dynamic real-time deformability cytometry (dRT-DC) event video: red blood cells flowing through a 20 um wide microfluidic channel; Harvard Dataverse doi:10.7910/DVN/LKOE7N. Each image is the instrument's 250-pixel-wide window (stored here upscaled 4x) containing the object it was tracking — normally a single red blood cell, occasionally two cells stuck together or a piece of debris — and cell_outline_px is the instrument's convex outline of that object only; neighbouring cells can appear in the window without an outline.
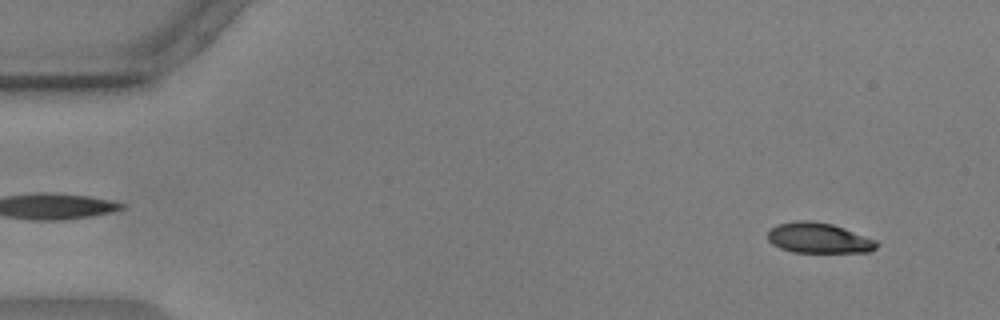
{"species": "common noctule bat (a hibernating species)", "species_latin": "Nyctalus noctula", "temperature_condition": "warm", "stored_images_in_passage": 56, "camera_frame_rate_fps": 3000, "um_per_image_px": 0.085, "animal": {"sex": "male", "body_mass_g": 17.9, "forearm_length_mm": 54.2}, "frame": {"image": 1, "passage_image": 4, "time_ms": 1.0, "image_size_px": [1000, 320], "cell_outline_px": [[880, 244], [876, 248], [868, 252], [792, 252], [780, 248], [772, 244], [768, 240], [768, 232], [776, 224], [796, 220], [812, 220], [832, 224], [844, 228], [876, 240]], "centroid_in_image_um": [69.58, 20.22], "position_along_channel_um": 15.4, "area_um2": 19.36}}
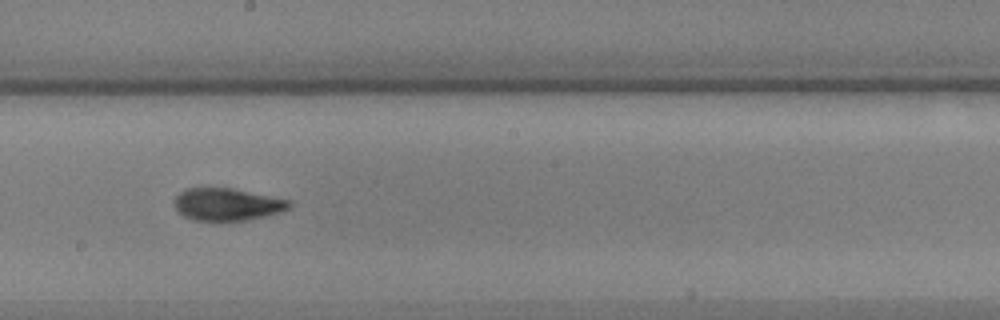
{"frame": {"image": 2, "passage_image": 31, "time_ms": 10.0, "image_size_px": [1000, 320], "cell_outline_px": [[292, 204], [288, 208], [280, 212], [264, 216], [244, 220], [192, 220], [184, 216], [176, 208], [176, 196], [184, 188], [232, 188], [288, 200]], "centroid_in_image_um": [19.29, 17.36], "position_along_channel_um": 228.9, "area_um2": 21.21}}
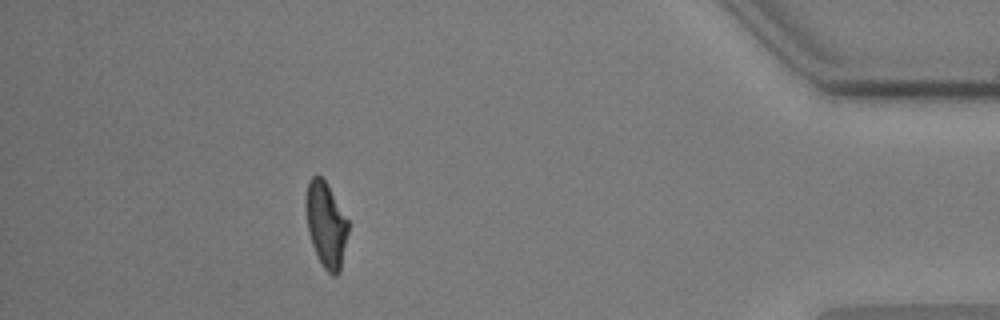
{"frame": {"image": 3, "passage_image": 50, "time_ms": 16.333, "image_size_px": [1000, 320], "cell_outline_px": [[348, 232], [340, 272], [336, 276], [332, 276], [324, 268], [312, 244], [308, 228], [304, 208], [304, 200], [308, 184], [312, 176], [316, 172], [328, 184], [348, 220]], "centroid_in_image_um": [27.7, 19.06], "position_along_channel_um": 407.5, "area_um2": 21.1}, "authors_computed_cell_mechanics": {"area_um2": 21.4149, "velocity_mm_per_s": 3.5903, "shape_relaxation_time_tau1_ms": 6.5579, "shape_relaxation_time_tau2_ms": 1.6576, "deformation_change_tau1": 0.2004, "deformation_change_tau2": 0.0736}}